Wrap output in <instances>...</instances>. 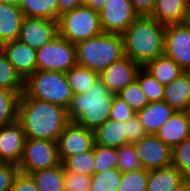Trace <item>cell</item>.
<instances>
[{
	"label": "cell",
	"instance_id": "cell-33",
	"mask_svg": "<svg viewBox=\"0 0 190 191\" xmlns=\"http://www.w3.org/2000/svg\"><path fill=\"white\" fill-rule=\"evenodd\" d=\"M116 152L117 168L122 173L143 169L133 143H127L116 148Z\"/></svg>",
	"mask_w": 190,
	"mask_h": 191
},
{
	"label": "cell",
	"instance_id": "cell-46",
	"mask_svg": "<svg viewBox=\"0 0 190 191\" xmlns=\"http://www.w3.org/2000/svg\"><path fill=\"white\" fill-rule=\"evenodd\" d=\"M169 191H190V179H184L180 184L171 188Z\"/></svg>",
	"mask_w": 190,
	"mask_h": 191
},
{
	"label": "cell",
	"instance_id": "cell-32",
	"mask_svg": "<svg viewBox=\"0 0 190 191\" xmlns=\"http://www.w3.org/2000/svg\"><path fill=\"white\" fill-rule=\"evenodd\" d=\"M136 80L141 86L142 91L146 94L149 103L163 101L164 86L143 67L138 70Z\"/></svg>",
	"mask_w": 190,
	"mask_h": 191
},
{
	"label": "cell",
	"instance_id": "cell-27",
	"mask_svg": "<svg viewBox=\"0 0 190 191\" xmlns=\"http://www.w3.org/2000/svg\"><path fill=\"white\" fill-rule=\"evenodd\" d=\"M65 75L73 95L83 94L99 78L97 72L78 64L65 72Z\"/></svg>",
	"mask_w": 190,
	"mask_h": 191
},
{
	"label": "cell",
	"instance_id": "cell-31",
	"mask_svg": "<svg viewBox=\"0 0 190 191\" xmlns=\"http://www.w3.org/2000/svg\"><path fill=\"white\" fill-rule=\"evenodd\" d=\"M122 172L118 168L94 173L91 176L89 191H117L121 182Z\"/></svg>",
	"mask_w": 190,
	"mask_h": 191
},
{
	"label": "cell",
	"instance_id": "cell-29",
	"mask_svg": "<svg viewBox=\"0 0 190 191\" xmlns=\"http://www.w3.org/2000/svg\"><path fill=\"white\" fill-rule=\"evenodd\" d=\"M65 171L92 176L94 174L95 156L93 149L66 157L62 162Z\"/></svg>",
	"mask_w": 190,
	"mask_h": 191
},
{
	"label": "cell",
	"instance_id": "cell-48",
	"mask_svg": "<svg viewBox=\"0 0 190 191\" xmlns=\"http://www.w3.org/2000/svg\"><path fill=\"white\" fill-rule=\"evenodd\" d=\"M185 23L190 27V6L188 7L187 18Z\"/></svg>",
	"mask_w": 190,
	"mask_h": 191
},
{
	"label": "cell",
	"instance_id": "cell-26",
	"mask_svg": "<svg viewBox=\"0 0 190 191\" xmlns=\"http://www.w3.org/2000/svg\"><path fill=\"white\" fill-rule=\"evenodd\" d=\"M29 175L34 180L39 191H65L62 163L53 168L32 172Z\"/></svg>",
	"mask_w": 190,
	"mask_h": 191
},
{
	"label": "cell",
	"instance_id": "cell-40",
	"mask_svg": "<svg viewBox=\"0 0 190 191\" xmlns=\"http://www.w3.org/2000/svg\"><path fill=\"white\" fill-rule=\"evenodd\" d=\"M19 172L15 164L0 163V191H10Z\"/></svg>",
	"mask_w": 190,
	"mask_h": 191
},
{
	"label": "cell",
	"instance_id": "cell-35",
	"mask_svg": "<svg viewBox=\"0 0 190 191\" xmlns=\"http://www.w3.org/2000/svg\"><path fill=\"white\" fill-rule=\"evenodd\" d=\"M185 179H190V137L172 149V162Z\"/></svg>",
	"mask_w": 190,
	"mask_h": 191
},
{
	"label": "cell",
	"instance_id": "cell-4",
	"mask_svg": "<svg viewBox=\"0 0 190 191\" xmlns=\"http://www.w3.org/2000/svg\"><path fill=\"white\" fill-rule=\"evenodd\" d=\"M76 47L77 64L100 74L112 63L124 57L122 35L101 33L78 42Z\"/></svg>",
	"mask_w": 190,
	"mask_h": 191
},
{
	"label": "cell",
	"instance_id": "cell-12",
	"mask_svg": "<svg viewBox=\"0 0 190 191\" xmlns=\"http://www.w3.org/2000/svg\"><path fill=\"white\" fill-rule=\"evenodd\" d=\"M57 143L62 162L66 157L92 150L95 144L94 131L70 122L60 134Z\"/></svg>",
	"mask_w": 190,
	"mask_h": 191
},
{
	"label": "cell",
	"instance_id": "cell-34",
	"mask_svg": "<svg viewBox=\"0 0 190 191\" xmlns=\"http://www.w3.org/2000/svg\"><path fill=\"white\" fill-rule=\"evenodd\" d=\"M116 95L123 99L136 113L149 104L146 94L136 79Z\"/></svg>",
	"mask_w": 190,
	"mask_h": 191
},
{
	"label": "cell",
	"instance_id": "cell-45",
	"mask_svg": "<svg viewBox=\"0 0 190 191\" xmlns=\"http://www.w3.org/2000/svg\"><path fill=\"white\" fill-rule=\"evenodd\" d=\"M107 0H83V5L89 7L97 13H100Z\"/></svg>",
	"mask_w": 190,
	"mask_h": 191
},
{
	"label": "cell",
	"instance_id": "cell-36",
	"mask_svg": "<svg viewBox=\"0 0 190 191\" xmlns=\"http://www.w3.org/2000/svg\"><path fill=\"white\" fill-rule=\"evenodd\" d=\"M149 170L139 169L122 173L117 191H147Z\"/></svg>",
	"mask_w": 190,
	"mask_h": 191
},
{
	"label": "cell",
	"instance_id": "cell-20",
	"mask_svg": "<svg viewBox=\"0 0 190 191\" xmlns=\"http://www.w3.org/2000/svg\"><path fill=\"white\" fill-rule=\"evenodd\" d=\"M175 110L165 101L150 102L136 114L147 134H155Z\"/></svg>",
	"mask_w": 190,
	"mask_h": 191
},
{
	"label": "cell",
	"instance_id": "cell-43",
	"mask_svg": "<svg viewBox=\"0 0 190 191\" xmlns=\"http://www.w3.org/2000/svg\"><path fill=\"white\" fill-rule=\"evenodd\" d=\"M135 12L139 16H151L153 13L156 0H130Z\"/></svg>",
	"mask_w": 190,
	"mask_h": 191
},
{
	"label": "cell",
	"instance_id": "cell-47",
	"mask_svg": "<svg viewBox=\"0 0 190 191\" xmlns=\"http://www.w3.org/2000/svg\"><path fill=\"white\" fill-rule=\"evenodd\" d=\"M0 2H3V3H6V4H9V5L18 7L19 3H20V0H0Z\"/></svg>",
	"mask_w": 190,
	"mask_h": 191
},
{
	"label": "cell",
	"instance_id": "cell-10",
	"mask_svg": "<svg viewBox=\"0 0 190 191\" xmlns=\"http://www.w3.org/2000/svg\"><path fill=\"white\" fill-rule=\"evenodd\" d=\"M99 16L104 33L120 35L139 17L130 0H107Z\"/></svg>",
	"mask_w": 190,
	"mask_h": 191
},
{
	"label": "cell",
	"instance_id": "cell-38",
	"mask_svg": "<svg viewBox=\"0 0 190 191\" xmlns=\"http://www.w3.org/2000/svg\"><path fill=\"white\" fill-rule=\"evenodd\" d=\"M91 176L72 173L64 170V189L66 191H89Z\"/></svg>",
	"mask_w": 190,
	"mask_h": 191
},
{
	"label": "cell",
	"instance_id": "cell-11",
	"mask_svg": "<svg viewBox=\"0 0 190 191\" xmlns=\"http://www.w3.org/2000/svg\"><path fill=\"white\" fill-rule=\"evenodd\" d=\"M133 144L143 169L154 170L171 165L172 149L155 134H147Z\"/></svg>",
	"mask_w": 190,
	"mask_h": 191
},
{
	"label": "cell",
	"instance_id": "cell-25",
	"mask_svg": "<svg viewBox=\"0 0 190 191\" xmlns=\"http://www.w3.org/2000/svg\"><path fill=\"white\" fill-rule=\"evenodd\" d=\"M25 17L58 20V0H20Z\"/></svg>",
	"mask_w": 190,
	"mask_h": 191
},
{
	"label": "cell",
	"instance_id": "cell-28",
	"mask_svg": "<svg viewBox=\"0 0 190 191\" xmlns=\"http://www.w3.org/2000/svg\"><path fill=\"white\" fill-rule=\"evenodd\" d=\"M0 87L16 92L19 96L25 90V80L9 62L0 49Z\"/></svg>",
	"mask_w": 190,
	"mask_h": 191
},
{
	"label": "cell",
	"instance_id": "cell-8",
	"mask_svg": "<svg viewBox=\"0 0 190 191\" xmlns=\"http://www.w3.org/2000/svg\"><path fill=\"white\" fill-rule=\"evenodd\" d=\"M60 164L57 142L43 139L25 140L23 156L18 165L20 173L29 175Z\"/></svg>",
	"mask_w": 190,
	"mask_h": 191
},
{
	"label": "cell",
	"instance_id": "cell-5",
	"mask_svg": "<svg viewBox=\"0 0 190 191\" xmlns=\"http://www.w3.org/2000/svg\"><path fill=\"white\" fill-rule=\"evenodd\" d=\"M24 92L31 98L51 102L66 109L73 98L65 73L56 71L36 70L25 80Z\"/></svg>",
	"mask_w": 190,
	"mask_h": 191
},
{
	"label": "cell",
	"instance_id": "cell-37",
	"mask_svg": "<svg viewBox=\"0 0 190 191\" xmlns=\"http://www.w3.org/2000/svg\"><path fill=\"white\" fill-rule=\"evenodd\" d=\"M93 151L95 156L94 173L117 168L116 148L94 144Z\"/></svg>",
	"mask_w": 190,
	"mask_h": 191
},
{
	"label": "cell",
	"instance_id": "cell-44",
	"mask_svg": "<svg viewBox=\"0 0 190 191\" xmlns=\"http://www.w3.org/2000/svg\"><path fill=\"white\" fill-rule=\"evenodd\" d=\"M81 5H83V0H58V18Z\"/></svg>",
	"mask_w": 190,
	"mask_h": 191
},
{
	"label": "cell",
	"instance_id": "cell-22",
	"mask_svg": "<svg viewBox=\"0 0 190 191\" xmlns=\"http://www.w3.org/2000/svg\"><path fill=\"white\" fill-rule=\"evenodd\" d=\"M23 19L19 7L0 2V46L18 39Z\"/></svg>",
	"mask_w": 190,
	"mask_h": 191
},
{
	"label": "cell",
	"instance_id": "cell-3",
	"mask_svg": "<svg viewBox=\"0 0 190 191\" xmlns=\"http://www.w3.org/2000/svg\"><path fill=\"white\" fill-rule=\"evenodd\" d=\"M115 94L98 78L83 94L73 95L68 118L88 130L95 131L107 119Z\"/></svg>",
	"mask_w": 190,
	"mask_h": 191
},
{
	"label": "cell",
	"instance_id": "cell-21",
	"mask_svg": "<svg viewBox=\"0 0 190 191\" xmlns=\"http://www.w3.org/2000/svg\"><path fill=\"white\" fill-rule=\"evenodd\" d=\"M95 144L104 147L119 148L127 144V121L107 119L94 131Z\"/></svg>",
	"mask_w": 190,
	"mask_h": 191
},
{
	"label": "cell",
	"instance_id": "cell-6",
	"mask_svg": "<svg viewBox=\"0 0 190 191\" xmlns=\"http://www.w3.org/2000/svg\"><path fill=\"white\" fill-rule=\"evenodd\" d=\"M57 22L58 35L73 44L103 33L99 13L85 5L64 13Z\"/></svg>",
	"mask_w": 190,
	"mask_h": 191
},
{
	"label": "cell",
	"instance_id": "cell-42",
	"mask_svg": "<svg viewBox=\"0 0 190 191\" xmlns=\"http://www.w3.org/2000/svg\"><path fill=\"white\" fill-rule=\"evenodd\" d=\"M10 191H39L30 175L20 173L15 177Z\"/></svg>",
	"mask_w": 190,
	"mask_h": 191
},
{
	"label": "cell",
	"instance_id": "cell-16",
	"mask_svg": "<svg viewBox=\"0 0 190 191\" xmlns=\"http://www.w3.org/2000/svg\"><path fill=\"white\" fill-rule=\"evenodd\" d=\"M0 49L24 80L37 70L36 50L26 43L16 39L3 43Z\"/></svg>",
	"mask_w": 190,
	"mask_h": 191
},
{
	"label": "cell",
	"instance_id": "cell-17",
	"mask_svg": "<svg viewBox=\"0 0 190 191\" xmlns=\"http://www.w3.org/2000/svg\"><path fill=\"white\" fill-rule=\"evenodd\" d=\"M155 135L173 149L190 137V111H175Z\"/></svg>",
	"mask_w": 190,
	"mask_h": 191
},
{
	"label": "cell",
	"instance_id": "cell-18",
	"mask_svg": "<svg viewBox=\"0 0 190 191\" xmlns=\"http://www.w3.org/2000/svg\"><path fill=\"white\" fill-rule=\"evenodd\" d=\"M165 101L175 111H190V73L184 71L173 82L164 86Z\"/></svg>",
	"mask_w": 190,
	"mask_h": 191
},
{
	"label": "cell",
	"instance_id": "cell-23",
	"mask_svg": "<svg viewBox=\"0 0 190 191\" xmlns=\"http://www.w3.org/2000/svg\"><path fill=\"white\" fill-rule=\"evenodd\" d=\"M143 68L163 86L173 82L184 70L164 54L147 62Z\"/></svg>",
	"mask_w": 190,
	"mask_h": 191
},
{
	"label": "cell",
	"instance_id": "cell-14",
	"mask_svg": "<svg viewBox=\"0 0 190 191\" xmlns=\"http://www.w3.org/2000/svg\"><path fill=\"white\" fill-rule=\"evenodd\" d=\"M25 140L23 127L18 120L0 127V163L18 166L23 156Z\"/></svg>",
	"mask_w": 190,
	"mask_h": 191
},
{
	"label": "cell",
	"instance_id": "cell-7",
	"mask_svg": "<svg viewBox=\"0 0 190 191\" xmlns=\"http://www.w3.org/2000/svg\"><path fill=\"white\" fill-rule=\"evenodd\" d=\"M37 70L65 73L77 64L75 44L56 36L36 50Z\"/></svg>",
	"mask_w": 190,
	"mask_h": 191
},
{
	"label": "cell",
	"instance_id": "cell-41",
	"mask_svg": "<svg viewBox=\"0 0 190 191\" xmlns=\"http://www.w3.org/2000/svg\"><path fill=\"white\" fill-rule=\"evenodd\" d=\"M147 135L139 117L134 115L127 120V142L134 143Z\"/></svg>",
	"mask_w": 190,
	"mask_h": 191
},
{
	"label": "cell",
	"instance_id": "cell-24",
	"mask_svg": "<svg viewBox=\"0 0 190 191\" xmlns=\"http://www.w3.org/2000/svg\"><path fill=\"white\" fill-rule=\"evenodd\" d=\"M184 179L182 174L172 165L149 170L147 191H169Z\"/></svg>",
	"mask_w": 190,
	"mask_h": 191
},
{
	"label": "cell",
	"instance_id": "cell-15",
	"mask_svg": "<svg viewBox=\"0 0 190 191\" xmlns=\"http://www.w3.org/2000/svg\"><path fill=\"white\" fill-rule=\"evenodd\" d=\"M140 68L138 63L124 56L102 71L99 78L112 93L117 94L136 79Z\"/></svg>",
	"mask_w": 190,
	"mask_h": 191
},
{
	"label": "cell",
	"instance_id": "cell-39",
	"mask_svg": "<svg viewBox=\"0 0 190 191\" xmlns=\"http://www.w3.org/2000/svg\"><path fill=\"white\" fill-rule=\"evenodd\" d=\"M134 115H136V112L123 99L115 94L110 109L109 119L126 122Z\"/></svg>",
	"mask_w": 190,
	"mask_h": 191
},
{
	"label": "cell",
	"instance_id": "cell-2",
	"mask_svg": "<svg viewBox=\"0 0 190 191\" xmlns=\"http://www.w3.org/2000/svg\"><path fill=\"white\" fill-rule=\"evenodd\" d=\"M166 26L151 16H139L121 35L124 56L143 67L164 54Z\"/></svg>",
	"mask_w": 190,
	"mask_h": 191
},
{
	"label": "cell",
	"instance_id": "cell-30",
	"mask_svg": "<svg viewBox=\"0 0 190 191\" xmlns=\"http://www.w3.org/2000/svg\"><path fill=\"white\" fill-rule=\"evenodd\" d=\"M19 95L0 87V127L17 120Z\"/></svg>",
	"mask_w": 190,
	"mask_h": 191
},
{
	"label": "cell",
	"instance_id": "cell-1",
	"mask_svg": "<svg viewBox=\"0 0 190 191\" xmlns=\"http://www.w3.org/2000/svg\"><path fill=\"white\" fill-rule=\"evenodd\" d=\"M17 120L23 127L26 139L55 142L70 123L66 108L31 98L25 92L19 96Z\"/></svg>",
	"mask_w": 190,
	"mask_h": 191
},
{
	"label": "cell",
	"instance_id": "cell-19",
	"mask_svg": "<svg viewBox=\"0 0 190 191\" xmlns=\"http://www.w3.org/2000/svg\"><path fill=\"white\" fill-rule=\"evenodd\" d=\"M188 7V0H156L151 17L165 26L185 23Z\"/></svg>",
	"mask_w": 190,
	"mask_h": 191
},
{
	"label": "cell",
	"instance_id": "cell-9",
	"mask_svg": "<svg viewBox=\"0 0 190 191\" xmlns=\"http://www.w3.org/2000/svg\"><path fill=\"white\" fill-rule=\"evenodd\" d=\"M164 55L171 58L184 71L190 69V27L186 23L166 26Z\"/></svg>",
	"mask_w": 190,
	"mask_h": 191
},
{
	"label": "cell",
	"instance_id": "cell-13",
	"mask_svg": "<svg viewBox=\"0 0 190 191\" xmlns=\"http://www.w3.org/2000/svg\"><path fill=\"white\" fill-rule=\"evenodd\" d=\"M58 36V22L43 18L25 17L18 40L37 50Z\"/></svg>",
	"mask_w": 190,
	"mask_h": 191
}]
</instances>
